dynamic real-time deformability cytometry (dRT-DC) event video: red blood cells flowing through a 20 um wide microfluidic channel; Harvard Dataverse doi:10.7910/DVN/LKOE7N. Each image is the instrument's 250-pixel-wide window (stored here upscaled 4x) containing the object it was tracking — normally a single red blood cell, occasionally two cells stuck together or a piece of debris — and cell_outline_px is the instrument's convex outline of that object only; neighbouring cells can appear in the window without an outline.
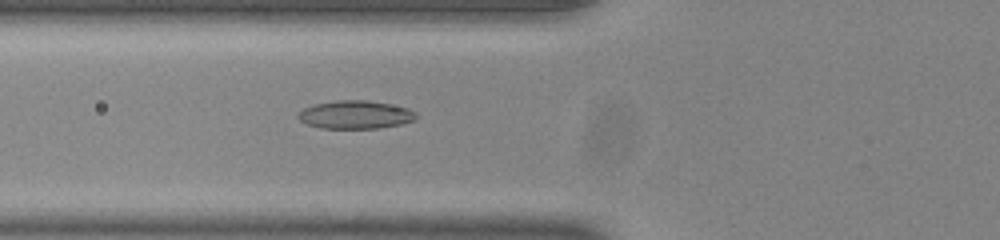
{"species": "common noctule bat (a hibernating species)", "species_latin": "Nyctalus noctula", "temperature_condition": "room temperature", "stored_images_in_passage": 48, "camera_frame_rate_fps": 3000, "um_per_image_px": 0.085, "animal": {"sex": "male", "body_mass_g": 20.0, "forearm_length_mm": 53.3}, "frame": {"image": 1, "passage_image": 15, "time_ms": 4.667, "image_size_px": [1000, 240], "cell_outline_px": [[416, 120], [400, 124], [380, 128], [320, 128], [308, 124], [300, 120], [296, 116], [304, 108], [316, 104], [336, 100], [368, 100], [408, 108], [416, 112]], "centroid_in_image_um": [30.22, 9.75], "position_along_channel_um": 95.6, "area_um2": 19.25}}
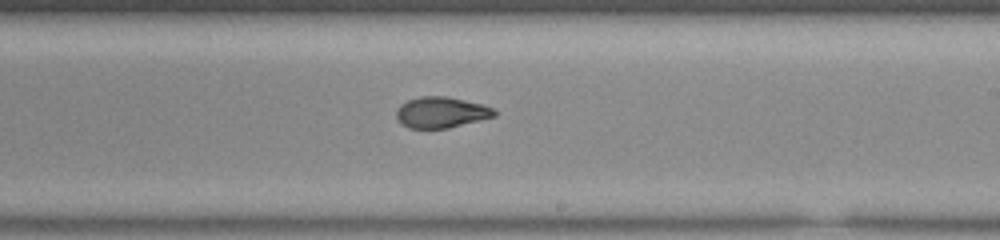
{"frame": {"image": 2, "passage_image": 27, "time_ms": 8.667, "image_size_px": [1000, 240], "cell_outline_px": [[496, 116], [448, 128], [408, 128], [400, 124], [396, 120], [396, 108], [400, 104], [408, 100], [420, 96], [448, 96], [480, 104], [492, 108], [496, 112]], "centroid_in_image_um": [37.44, 9.55], "position_along_channel_um": 251.6, "area_um2": 17.74}}
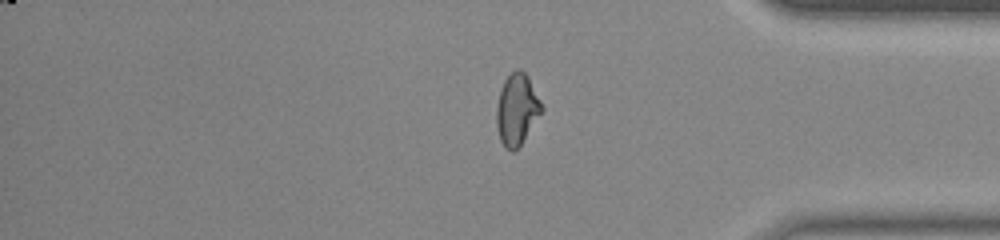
{"frame": {"image": 3, "passage_image": 39, "time_ms": 12.667, "image_size_px": [1000, 240], "cell_outline_px": [[544, 108], [520, 144], [512, 152], [500, 140], [496, 124], [496, 108], [500, 88], [504, 80], [516, 68], [520, 68], [528, 76]], "centroid_in_image_um": [43.92, 9.25], "position_along_channel_um": 391.3, "area_um2": 18.44}, "authors_computed_cell_mechanics": {"area_um2": 18.3515, "velocity_mm_per_s": 3.8929, "shape_relaxation_time_tau1_ms": null, "shape_relaxation_time_tau2_ms": 1.325, "deformation_change_tau1": null, "deformation_change_tau2": 0.0647}}